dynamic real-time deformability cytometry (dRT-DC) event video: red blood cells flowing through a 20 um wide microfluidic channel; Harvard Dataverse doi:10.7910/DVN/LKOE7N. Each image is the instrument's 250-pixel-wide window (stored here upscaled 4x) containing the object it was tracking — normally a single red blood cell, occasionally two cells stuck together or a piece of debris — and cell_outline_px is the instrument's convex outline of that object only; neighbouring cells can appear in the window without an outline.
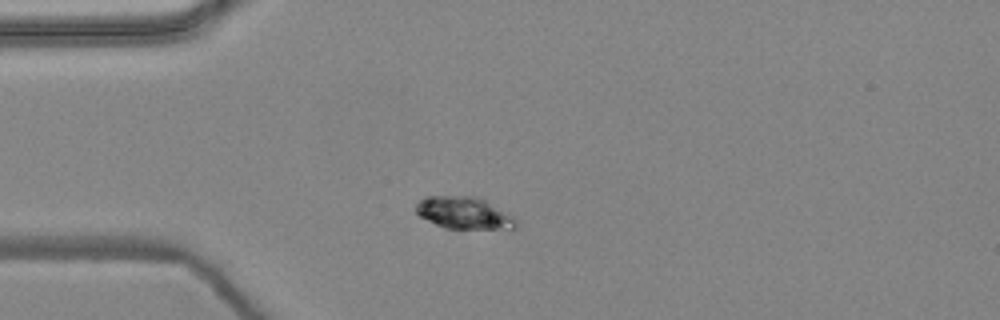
{"species": "common noctule bat (a hibernating species)", "species_latin": "Nyctalus noctula", "temperature_condition": "warm", "stored_images_in_passage": 7, "camera_frame_rate_fps": 3000, "um_per_image_px": 0.085, "animal": {"sex": "female", "body_mass_g": 24.6, "forearm_length_mm": 56.2}, "frame": {"image": 1, "passage_image": 1, "time_ms": 0.0, "image_size_px": [1000, 320], "cell_outline_px": [[516, 228], [512, 232], [444, 228], [420, 216], [416, 212], [416, 204], [424, 196], [476, 196], [484, 200], [512, 216], [516, 220]], "centroid_in_image_um": [39.51, 18.16], "position_along_channel_um": 45.5, "area_um2": 19.31}}
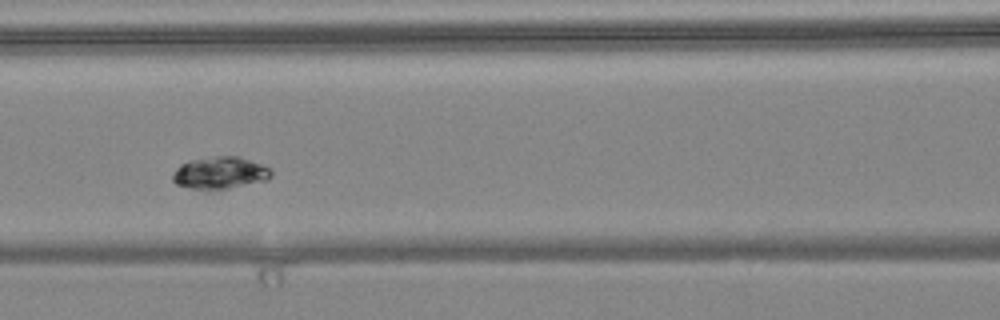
{"frame": {"image": 2, "passage_image": 4, "time_ms": 1.0, "image_size_px": [1000, 320], "cell_outline_px": [[272, 176], [268, 180], [208, 192], [176, 184], [172, 180], [172, 176], [176, 168], [180, 164], [192, 160], [216, 156], [240, 156], [260, 164], [268, 168], [272, 172]], "centroid_in_image_um": [18.68, 14.72], "position_along_channel_um": 147.9, "area_um2": 18.61}}
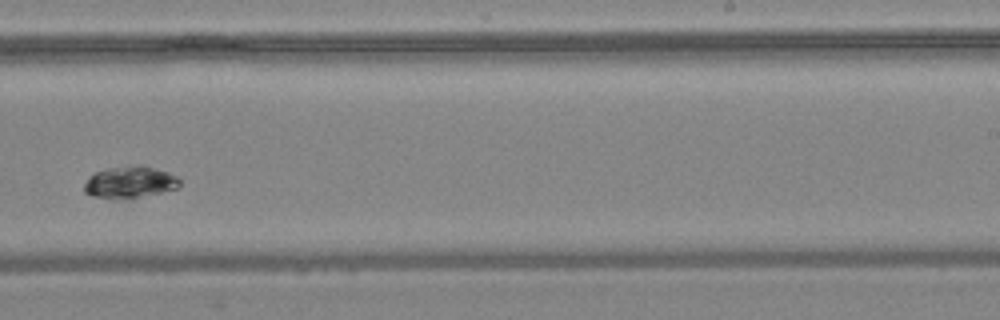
{"frame": {"image": 3, "passage_image": 7, "time_ms": 2.0, "image_size_px": [1000, 320], "cell_outline_px": [[180, 184], [176, 188], [132, 200], [112, 200], [92, 196], [84, 192], [84, 184], [88, 176], [96, 172], [108, 168], [140, 164], [144, 164], [168, 172], [176, 176], [180, 180]], "centroid_in_image_um": [11.02, 15.51], "position_along_channel_um": 278.0, "area_um2": 18.32}}